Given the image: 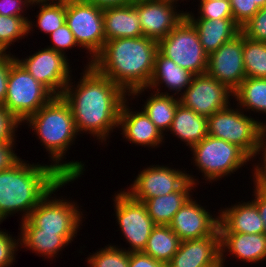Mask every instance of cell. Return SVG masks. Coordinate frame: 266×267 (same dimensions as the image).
<instances>
[{
	"instance_id": "6da1fadb",
	"label": "cell",
	"mask_w": 266,
	"mask_h": 267,
	"mask_svg": "<svg viewBox=\"0 0 266 267\" xmlns=\"http://www.w3.org/2000/svg\"><path fill=\"white\" fill-rule=\"evenodd\" d=\"M82 74L76 87L70 79L62 97L72 110L78 134L88 132L103 143L118 128L121 106L129 95L93 67H84Z\"/></svg>"
},
{
	"instance_id": "7a4b0ae2",
	"label": "cell",
	"mask_w": 266,
	"mask_h": 267,
	"mask_svg": "<svg viewBox=\"0 0 266 267\" xmlns=\"http://www.w3.org/2000/svg\"><path fill=\"white\" fill-rule=\"evenodd\" d=\"M158 41L145 36L107 40L92 67L128 95L146 88L154 70Z\"/></svg>"
},
{
	"instance_id": "3957f363",
	"label": "cell",
	"mask_w": 266,
	"mask_h": 267,
	"mask_svg": "<svg viewBox=\"0 0 266 267\" xmlns=\"http://www.w3.org/2000/svg\"><path fill=\"white\" fill-rule=\"evenodd\" d=\"M52 165H31L20 159L0 172V221L22 212V220L63 179Z\"/></svg>"
},
{
	"instance_id": "277c9868",
	"label": "cell",
	"mask_w": 266,
	"mask_h": 267,
	"mask_svg": "<svg viewBox=\"0 0 266 267\" xmlns=\"http://www.w3.org/2000/svg\"><path fill=\"white\" fill-rule=\"evenodd\" d=\"M24 123L32 127L40 143L47 149L53 168L64 178H78L85 171L80 161H62L78 132L72 110L62 96H54ZM29 123V124H28Z\"/></svg>"
},
{
	"instance_id": "5b68a950",
	"label": "cell",
	"mask_w": 266,
	"mask_h": 267,
	"mask_svg": "<svg viewBox=\"0 0 266 267\" xmlns=\"http://www.w3.org/2000/svg\"><path fill=\"white\" fill-rule=\"evenodd\" d=\"M78 178H63L31 211L28 219L42 232L59 233L68 243L82 225V212L74 201L52 197L61 187ZM52 197V198H51ZM51 198V199H50ZM76 234V235H75Z\"/></svg>"
},
{
	"instance_id": "8992f818",
	"label": "cell",
	"mask_w": 266,
	"mask_h": 267,
	"mask_svg": "<svg viewBox=\"0 0 266 267\" xmlns=\"http://www.w3.org/2000/svg\"><path fill=\"white\" fill-rule=\"evenodd\" d=\"M53 97L54 95L17 60L11 64L7 95L3 106L20 124L35 114Z\"/></svg>"
},
{
	"instance_id": "52a82bcc",
	"label": "cell",
	"mask_w": 266,
	"mask_h": 267,
	"mask_svg": "<svg viewBox=\"0 0 266 267\" xmlns=\"http://www.w3.org/2000/svg\"><path fill=\"white\" fill-rule=\"evenodd\" d=\"M195 166L207 182L229 176L252 159L236 144L207 135L191 147ZM250 160V161H249Z\"/></svg>"
},
{
	"instance_id": "ba28073f",
	"label": "cell",
	"mask_w": 266,
	"mask_h": 267,
	"mask_svg": "<svg viewBox=\"0 0 266 267\" xmlns=\"http://www.w3.org/2000/svg\"><path fill=\"white\" fill-rule=\"evenodd\" d=\"M231 105L208 117V135L236 144L251 159L256 157L264 123Z\"/></svg>"
},
{
	"instance_id": "9c48e42d",
	"label": "cell",
	"mask_w": 266,
	"mask_h": 267,
	"mask_svg": "<svg viewBox=\"0 0 266 267\" xmlns=\"http://www.w3.org/2000/svg\"><path fill=\"white\" fill-rule=\"evenodd\" d=\"M79 48L87 50L90 61L85 68L92 67L93 59L106 42L103 9L83 0H66V22Z\"/></svg>"
},
{
	"instance_id": "30bf717a",
	"label": "cell",
	"mask_w": 266,
	"mask_h": 267,
	"mask_svg": "<svg viewBox=\"0 0 266 267\" xmlns=\"http://www.w3.org/2000/svg\"><path fill=\"white\" fill-rule=\"evenodd\" d=\"M158 50L193 75L207 72L208 54L201 45L196 28L186 17L158 41Z\"/></svg>"
},
{
	"instance_id": "8fae6325",
	"label": "cell",
	"mask_w": 266,
	"mask_h": 267,
	"mask_svg": "<svg viewBox=\"0 0 266 267\" xmlns=\"http://www.w3.org/2000/svg\"><path fill=\"white\" fill-rule=\"evenodd\" d=\"M115 214L121 233L130 244L127 252H143L155 224L146 206L133 200L126 192L119 191L113 198Z\"/></svg>"
},
{
	"instance_id": "7c38bea8",
	"label": "cell",
	"mask_w": 266,
	"mask_h": 267,
	"mask_svg": "<svg viewBox=\"0 0 266 267\" xmlns=\"http://www.w3.org/2000/svg\"><path fill=\"white\" fill-rule=\"evenodd\" d=\"M194 177L187 174L185 170L172 169L164 165H152L140 171L128 190H124V192L133 200L143 203L149 198L171 194L179 190L188 180L197 185L199 182Z\"/></svg>"
},
{
	"instance_id": "4fadbf2b",
	"label": "cell",
	"mask_w": 266,
	"mask_h": 267,
	"mask_svg": "<svg viewBox=\"0 0 266 267\" xmlns=\"http://www.w3.org/2000/svg\"><path fill=\"white\" fill-rule=\"evenodd\" d=\"M16 60L54 96H62L72 77L67 56L47 47Z\"/></svg>"
},
{
	"instance_id": "5bb4252c",
	"label": "cell",
	"mask_w": 266,
	"mask_h": 267,
	"mask_svg": "<svg viewBox=\"0 0 266 267\" xmlns=\"http://www.w3.org/2000/svg\"><path fill=\"white\" fill-rule=\"evenodd\" d=\"M231 91L207 73L194 75L191 84L182 92L179 102L198 115L210 117L230 105Z\"/></svg>"
},
{
	"instance_id": "9a60e30c",
	"label": "cell",
	"mask_w": 266,
	"mask_h": 267,
	"mask_svg": "<svg viewBox=\"0 0 266 267\" xmlns=\"http://www.w3.org/2000/svg\"><path fill=\"white\" fill-rule=\"evenodd\" d=\"M208 75L234 91L246 78L243 59V33L208 55Z\"/></svg>"
},
{
	"instance_id": "2e32d148",
	"label": "cell",
	"mask_w": 266,
	"mask_h": 267,
	"mask_svg": "<svg viewBox=\"0 0 266 267\" xmlns=\"http://www.w3.org/2000/svg\"><path fill=\"white\" fill-rule=\"evenodd\" d=\"M176 4L163 0H136L133 5L138 11L143 36L159 41L184 20L186 11L178 12Z\"/></svg>"
},
{
	"instance_id": "e0dca14e",
	"label": "cell",
	"mask_w": 266,
	"mask_h": 267,
	"mask_svg": "<svg viewBox=\"0 0 266 267\" xmlns=\"http://www.w3.org/2000/svg\"><path fill=\"white\" fill-rule=\"evenodd\" d=\"M192 198L175 213L169 224L181 241L211 236L219 228V216L213 217Z\"/></svg>"
},
{
	"instance_id": "ac0fdd59",
	"label": "cell",
	"mask_w": 266,
	"mask_h": 267,
	"mask_svg": "<svg viewBox=\"0 0 266 267\" xmlns=\"http://www.w3.org/2000/svg\"><path fill=\"white\" fill-rule=\"evenodd\" d=\"M221 258L219 228L211 235L199 239L181 241L178 251L167 267H206Z\"/></svg>"
},
{
	"instance_id": "d6986e66",
	"label": "cell",
	"mask_w": 266,
	"mask_h": 267,
	"mask_svg": "<svg viewBox=\"0 0 266 267\" xmlns=\"http://www.w3.org/2000/svg\"><path fill=\"white\" fill-rule=\"evenodd\" d=\"M126 99L120 110L118 128L127 141L135 145L147 147H160L164 143V135L148 118L144 111H131ZM137 112V113H136Z\"/></svg>"
},
{
	"instance_id": "ffe728a7",
	"label": "cell",
	"mask_w": 266,
	"mask_h": 267,
	"mask_svg": "<svg viewBox=\"0 0 266 267\" xmlns=\"http://www.w3.org/2000/svg\"><path fill=\"white\" fill-rule=\"evenodd\" d=\"M193 77L194 75L191 72L181 68L172 59L164 56L158 50L155 56L153 74L148 86L146 88L133 90L129 94V97L133 96L135 99V96L142 95L141 93H144L145 90L147 91L148 88L150 91L151 89H154V92L160 93L161 84H164L166 88L168 87L170 92L174 91L175 93L173 95H181L182 90L184 92V90L191 84Z\"/></svg>"
},
{
	"instance_id": "44dd1931",
	"label": "cell",
	"mask_w": 266,
	"mask_h": 267,
	"mask_svg": "<svg viewBox=\"0 0 266 267\" xmlns=\"http://www.w3.org/2000/svg\"><path fill=\"white\" fill-rule=\"evenodd\" d=\"M221 258L225 262V253H231L235 259L246 263H259L266 260V235L236 232H220Z\"/></svg>"
},
{
	"instance_id": "7402d4cb",
	"label": "cell",
	"mask_w": 266,
	"mask_h": 267,
	"mask_svg": "<svg viewBox=\"0 0 266 267\" xmlns=\"http://www.w3.org/2000/svg\"><path fill=\"white\" fill-rule=\"evenodd\" d=\"M220 212V213H219ZM219 231L246 234L263 233V220L257 205L251 200L219 210Z\"/></svg>"
},
{
	"instance_id": "603a6c76",
	"label": "cell",
	"mask_w": 266,
	"mask_h": 267,
	"mask_svg": "<svg viewBox=\"0 0 266 267\" xmlns=\"http://www.w3.org/2000/svg\"><path fill=\"white\" fill-rule=\"evenodd\" d=\"M105 38H137L143 36L138 11L132 4L103 9Z\"/></svg>"
},
{
	"instance_id": "cb8c5ba5",
	"label": "cell",
	"mask_w": 266,
	"mask_h": 267,
	"mask_svg": "<svg viewBox=\"0 0 266 267\" xmlns=\"http://www.w3.org/2000/svg\"><path fill=\"white\" fill-rule=\"evenodd\" d=\"M188 20L196 28L201 45L208 55L241 32V27L233 18Z\"/></svg>"
},
{
	"instance_id": "d4e9b609",
	"label": "cell",
	"mask_w": 266,
	"mask_h": 267,
	"mask_svg": "<svg viewBox=\"0 0 266 267\" xmlns=\"http://www.w3.org/2000/svg\"><path fill=\"white\" fill-rule=\"evenodd\" d=\"M20 225L19 245L34 251L32 253L52 260L69 244L59 233L42 232L29 219L21 221Z\"/></svg>"
},
{
	"instance_id": "484cf974",
	"label": "cell",
	"mask_w": 266,
	"mask_h": 267,
	"mask_svg": "<svg viewBox=\"0 0 266 267\" xmlns=\"http://www.w3.org/2000/svg\"><path fill=\"white\" fill-rule=\"evenodd\" d=\"M195 184L188 180L179 190L145 200L148 215L155 225H169L175 213L191 198ZM193 188V189H192Z\"/></svg>"
},
{
	"instance_id": "4316f807",
	"label": "cell",
	"mask_w": 266,
	"mask_h": 267,
	"mask_svg": "<svg viewBox=\"0 0 266 267\" xmlns=\"http://www.w3.org/2000/svg\"><path fill=\"white\" fill-rule=\"evenodd\" d=\"M169 130L191 148L208 135V119L179 103Z\"/></svg>"
},
{
	"instance_id": "83f0119b",
	"label": "cell",
	"mask_w": 266,
	"mask_h": 267,
	"mask_svg": "<svg viewBox=\"0 0 266 267\" xmlns=\"http://www.w3.org/2000/svg\"><path fill=\"white\" fill-rule=\"evenodd\" d=\"M146 99L143 111L148 118L155 124V126L165 135L171 128L173 118L179 102V96L175 98L174 95H170L168 92L157 93L151 92Z\"/></svg>"
},
{
	"instance_id": "f1b7e54d",
	"label": "cell",
	"mask_w": 266,
	"mask_h": 267,
	"mask_svg": "<svg viewBox=\"0 0 266 267\" xmlns=\"http://www.w3.org/2000/svg\"><path fill=\"white\" fill-rule=\"evenodd\" d=\"M181 240L169 225H155L143 253L167 265L178 251Z\"/></svg>"
},
{
	"instance_id": "f546056e",
	"label": "cell",
	"mask_w": 266,
	"mask_h": 267,
	"mask_svg": "<svg viewBox=\"0 0 266 267\" xmlns=\"http://www.w3.org/2000/svg\"><path fill=\"white\" fill-rule=\"evenodd\" d=\"M233 97L243 111L266 114V78L246 77L233 91Z\"/></svg>"
},
{
	"instance_id": "4dcf8cb0",
	"label": "cell",
	"mask_w": 266,
	"mask_h": 267,
	"mask_svg": "<svg viewBox=\"0 0 266 267\" xmlns=\"http://www.w3.org/2000/svg\"><path fill=\"white\" fill-rule=\"evenodd\" d=\"M38 5L37 25L41 32L50 34L66 22V0H33Z\"/></svg>"
},
{
	"instance_id": "1f68e13d",
	"label": "cell",
	"mask_w": 266,
	"mask_h": 267,
	"mask_svg": "<svg viewBox=\"0 0 266 267\" xmlns=\"http://www.w3.org/2000/svg\"><path fill=\"white\" fill-rule=\"evenodd\" d=\"M243 59L246 77L266 78V42L243 35Z\"/></svg>"
},
{
	"instance_id": "d6a6232c",
	"label": "cell",
	"mask_w": 266,
	"mask_h": 267,
	"mask_svg": "<svg viewBox=\"0 0 266 267\" xmlns=\"http://www.w3.org/2000/svg\"><path fill=\"white\" fill-rule=\"evenodd\" d=\"M33 23V24H32ZM35 23L26 17L0 15V48L5 52L13 43L28 36Z\"/></svg>"
},
{
	"instance_id": "836d02e7",
	"label": "cell",
	"mask_w": 266,
	"mask_h": 267,
	"mask_svg": "<svg viewBox=\"0 0 266 267\" xmlns=\"http://www.w3.org/2000/svg\"><path fill=\"white\" fill-rule=\"evenodd\" d=\"M89 267H129V252L116 245H107L87 257Z\"/></svg>"
},
{
	"instance_id": "e575fe53",
	"label": "cell",
	"mask_w": 266,
	"mask_h": 267,
	"mask_svg": "<svg viewBox=\"0 0 266 267\" xmlns=\"http://www.w3.org/2000/svg\"><path fill=\"white\" fill-rule=\"evenodd\" d=\"M198 6V18L193 13L186 12L187 19H222L233 18L230 0L200 1Z\"/></svg>"
},
{
	"instance_id": "d590c367",
	"label": "cell",
	"mask_w": 266,
	"mask_h": 267,
	"mask_svg": "<svg viewBox=\"0 0 266 267\" xmlns=\"http://www.w3.org/2000/svg\"><path fill=\"white\" fill-rule=\"evenodd\" d=\"M244 36L253 41L266 42V6L241 27Z\"/></svg>"
},
{
	"instance_id": "8d00e7d4",
	"label": "cell",
	"mask_w": 266,
	"mask_h": 267,
	"mask_svg": "<svg viewBox=\"0 0 266 267\" xmlns=\"http://www.w3.org/2000/svg\"><path fill=\"white\" fill-rule=\"evenodd\" d=\"M49 36L53 45H50L47 48L60 52L63 55L66 54L65 52L67 49L79 46L72 31L69 29L66 23L56 29L54 32L50 33Z\"/></svg>"
},
{
	"instance_id": "74e56055",
	"label": "cell",
	"mask_w": 266,
	"mask_h": 267,
	"mask_svg": "<svg viewBox=\"0 0 266 267\" xmlns=\"http://www.w3.org/2000/svg\"><path fill=\"white\" fill-rule=\"evenodd\" d=\"M231 11L234 21L242 27L258 11L259 7L252 0H230Z\"/></svg>"
},
{
	"instance_id": "f35d334b",
	"label": "cell",
	"mask_w": 266,
	"mask_h": 267,
	"mask_svg": "<svg viewBox=\"0 0 266 267\" xmlns=\"http://www.w3.org/2000/svg\"><path fill=\"white\" fill-rule=\"evenodd\" d=\"M19 245L16 240L6 231L0 230V267H10L15 262V255Z\"/></svg>"
},
{
	"instance_id": "ab89813d",
	"label": "cell",
	"mask_w": 266,
	"mask_h": 267,
	"mask_svg": "<svg viewBox=\"0 0 266 267\" xmlns=\"http://www.w3.org/2000/svg\"><path fill=\"white\" fill-rule=\"evenodd\" d=\"M21 125L8 111L0 105V143L16 142L15 131Z\"/></svg>"
},
{
	"instance_id": "60d3db41",
	"label": "cell",
	"mask_w": 266,
	"mask_h": 267,
	"mask_svg": "<svg viewBox=\"0 0 266 267\" xmlns=\"http://www.w3.org/2000/svg\"><path fill=\"white\" fill-rule=\"evenodd\" d=\"M262 151V152H261ZM262 155L261 163L255 165L253 173V184L258 186H266V133L263 131L259 145L257 147L256 155ZM263 160V161H262Z\"/></svg>"
},
{
	"instance_id": "b9f144b4",
	"label": "cell",
	"mask_w": 266,
	"mask_h": 267,
	"mask_svg": "<svg viewBox=\"0 0 266 267\" xmlns=\"http://www.w3.org/2000/svg\"><path fill=\"white\" fill-rule=\"evenodd\" d=\"M16 60V56L7 52L0 58V105L3 106L7 95L8 77L11 64Z\"/></svg>"
},
{
	"instance_id": "7bdbcfd3",
	"label": "cell",
	"mask_w": 266,
	"mask_h": 267,
	"mask_svg": "<svg viewBox=\"0 0 266 267\" xmlns=\"http://www.w3.org/2000/svg\"><path fill=\"white\" fill-rule=\"evenodd\" d=\"M33 0H0V15L25 17L24 9L32 5Z\"/></svg>"
},
{
	"instance_id": "ee69618b",
	"label": "cell",
	"mask_w": 266,
	"mask_h": 267,
	"mask_svg": "<svg viewBox=\"0 0 266 267\" xmlns=\"http://www.w3.org/2000/svg\"><path fill=\"white\" fill-rule=\"evenodd\" d=\"M15 142L0 143V172L11 168L21 158L13 150Z\"/></svg>"
},
{
	"instance_id": "f6af8a7d",
	"label": "cell",
	"mask_w": 266,
	"mask_h": 267,
	"mask_svg": "<svg viewBox=\"0 0 266 267\" xmlns=\"http://www.w3.org/2000/svg\"><path fill=\"white\" fill-rule=\"evenodd\" d=\"M129 267H167L143 252L129 253Z\"/></svg>"
},
{
	"instance_id": "bcb514c9",
	"label": "cell",
	"mask_w": 266,
	"mask_h": 267,
	"mask_svg": "<svg viewBox=\"0 0 266 267\" xmlns=\"http://www.w3.org/2000/svg\"><path fill=\"white\" fill-rule=\"evenodd\" d=\"M254 200L252 201L257 205L260 218L263 220L264 230L263 233L266 235V186L254 185Z\"/></svg>"
},
{
	"instance_id": "7dc6e473",
	"label": "cell",
	"mask_w": 266,
	"mask_h": 267,
	"mask_svg": "<svg viewBox=\"0 0 266 267\" xmlns=\"http://www.w3.org/2000/svg\"><path fill=\"white\" fill-rule=\"evenodd\" d=\"M104 9L107 7L124 6L134 3L136 0H83Z\"/></svg>"
},
{
	"instance_id": "c3c4849f",
	"label": "cell",
	"mask_w": 266,
	"mask_h": 267,
	"mask_svg": "<svg viewBox=\"0 0 266 267\" xmlns=\"http://www.w3.org/2000/svg\"><path fill=\"white\" fill-rule=\"evenodd\" d=\"M253 4H256L259 8L266 6V0H252Z\"/></svg>"
},
{
	"instance_id": "681fc988",
	"label": "cell",
	"mask_w": 266,
	"mask_h": 267,
	"mask_svg": "<svg viewBox=\"0 0 266 267\" xmlns=\"http://www.w3.org/2000/svg\"><path fill=\"white\" fill-rule=\"evenodd\" d=\"M225 263L223 262L222 258H220L216 263L210 264L206 267H224Z\"/></svg>"
},
{
	"instance_id": "f907efd6",
	"label": "cell",
	"mask_w": 266,
	"mask_h": 267,
	"mask_svg": "<svg viewBox=\"0 0 266 267\" xmlns=\"http://www.w3.org/2000/svg\"><path fill=\"white\" fill-rule=\"evenodd\" d=\"M6 52L0 48V58L5 54Z\"/></svg>"
},
{
	"instance_id": "816d5d0a",
	"label": "cell",
	"mask_w": 266,
	"mask_h": 267,
	"mask_svg": "<svg viewBox=\"0 0 266 267\" xmlns=\"http://www.w3.org/2000/svg\"><path fill=\"white\" fill-rule=\"evenodd\" d=\"M163 1H169V2H173V3H177V1H179V0H163Z\"/></svg>"
},
{
	"instance_id": "f5cc1de1",
	"label": "cell",
	"mask_w": 266,
	"mask_h": 267,
	"mask_svg": "<svg viewBox=\"0 0 266 267\" xmlns=\"http://www.w3.org/2000/svg\"><path fill=\"white\" fill-rule=\"evenodd\" d=\"M263 131L266 133V123L263 125Z\"/></svg>"
},
{
	"instance_id": "db71d44e",
	"label": "cell",
	"mask_w": 266,
	"mask_h": 267,
	"mask_svg": "<svg viewBox=\"0 0 266 267\" xmlns=\"http://www.w3.org/2000/svg\"><path fill=\"white\" fill-rule=\"evenodd\" d=\"M199 1H218V0H199ZM222 1V0H220Z\"/></svg>"
}]
</instances>
